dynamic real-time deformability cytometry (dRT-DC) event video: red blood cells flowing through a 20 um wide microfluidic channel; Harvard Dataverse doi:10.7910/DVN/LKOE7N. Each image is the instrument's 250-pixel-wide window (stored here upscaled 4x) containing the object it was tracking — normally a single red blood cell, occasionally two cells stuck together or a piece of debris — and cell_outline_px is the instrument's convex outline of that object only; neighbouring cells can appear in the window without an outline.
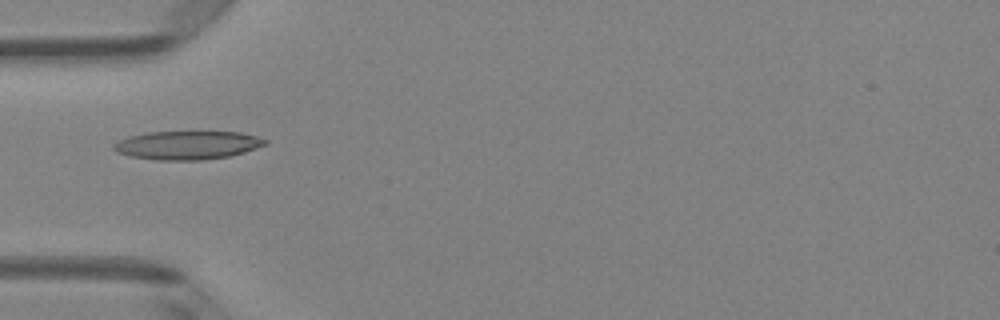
{"species": "Egyptian fruit bat (a non-hibernating species)", "species_latin": "Rousettus aegyptiacus", "temperature_condition": "room temperature", "stored_images_in_passage": 6, "camera_frame_rate_fps": 3000, "um_per_image_px": 0.085, "animal": {"sex": "female"}, "frame": {"image": 1, "passage_image": 5, "time_ms": 5.0, "image_size_px": [1000, 320], "cell_outline_px": [[268, 144], [244, 152], [228, 156], [204, 160], [156, 160], [132, 156], [116, 152], [112, 148], [112, 144], [128, 136], [148, 132], [240, 132], [256, 136], [268, 140]], "centroid_in_image_um": [15.92, 12.34], "position_along_channel_um": 69.1, "area_um2": 25.14}}
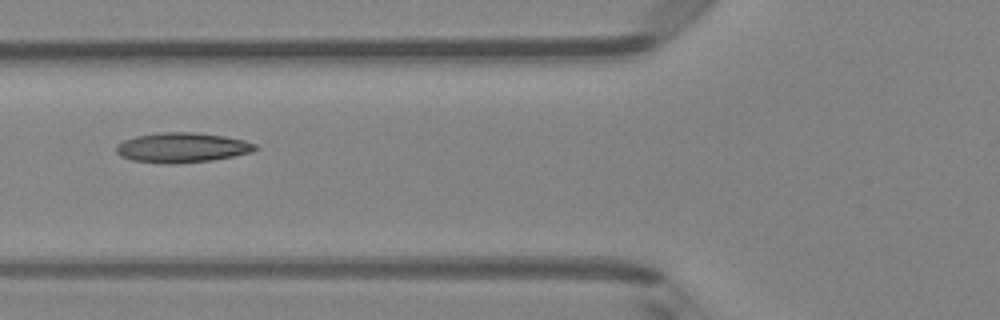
{"frame": {"image": 2, "passage_image": 6, "time_ms": 6.0, "image_size_px": [1000, 320], "cell_outline_px": [[260, 148], [252, 152], [212, 160], [176, 164], [172, 164], [132, 160], [120, 156], [116, 152], [116, 144], [124, 140], [136, 136], [160, 132], [196, 132], [224, 136], [244, 140], [256, 144]], "centroid_in_image_um": [15.48, 12.54], "position_along_channel_um": 110.3, "area_um2": 24.28}}